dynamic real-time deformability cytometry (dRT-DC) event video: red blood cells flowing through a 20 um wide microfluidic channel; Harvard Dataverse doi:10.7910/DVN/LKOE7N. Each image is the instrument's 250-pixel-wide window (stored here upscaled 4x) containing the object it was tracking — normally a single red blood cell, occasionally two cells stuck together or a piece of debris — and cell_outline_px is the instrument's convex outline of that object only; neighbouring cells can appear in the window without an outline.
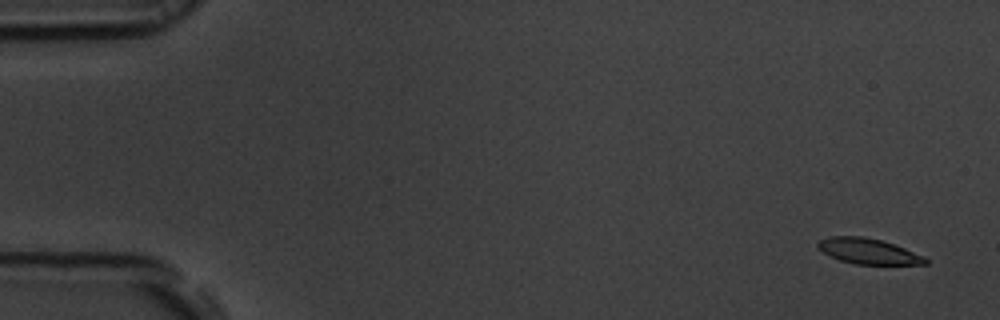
{"species": "common noctule bat (a hibernating species)", "species_latin": "Nyctalus noctula", "temperature_condition": "room temperature", "stored_images_in_passage": 54, "camera_frame_rate_fps": 3000, "um_per_image_px": 0.085, "animal": {"sex": "male", "body_mass_g": 19.5, "forearm_length_mm": 54.6}, "frame": {"image": 1, "passage_image": 1, "time_ms": 0.0, "image_size_px": [1000, 320], "cell_outline_px": [[928, 264], [856, 264], [840, 260], [816, 248], [816, 244], [820, 240], [832, 236], [864, 236], [880, 240], [904, 248], [924, 256], [928, 260]], "centroid_in_image_um": [73.8, 21.35], "position_along_channel_um": 11.2, "area_um2": 15.78}}
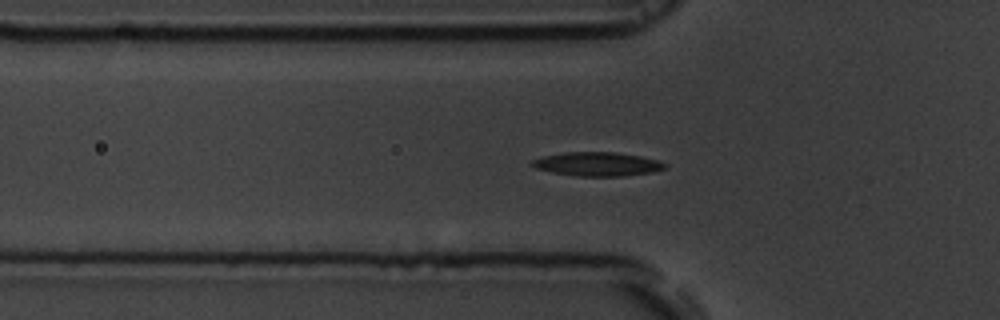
{"frame": {"image": 2, "passage_image": 17, "time_ms": 5.333, "image_size_px": [1000, 320], "cell_outline_px": [[668, 164], [664, 168], [652, 172], [624, 176], [580, 176], [552, 172], [536, 168], [528, 164], [532, 160], [544, 156], [564, 152], [616, 152], [640, 156], [656, 160]], "centroid_in_image_um": [50.76, 13.94], "position_along_channel_um": 75.0, "area_um2": 18.38}}
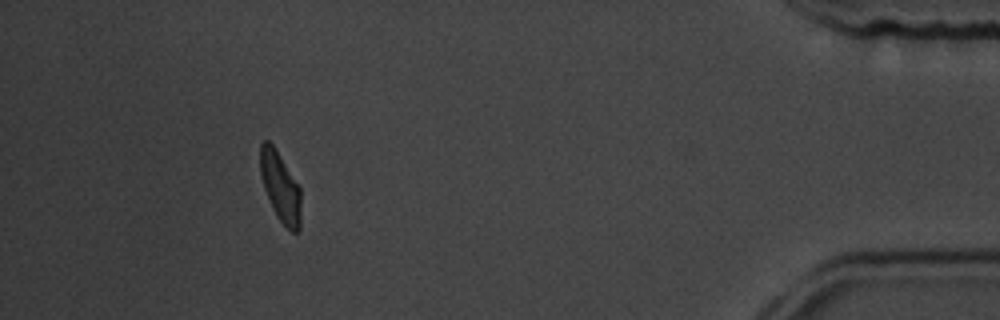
{"frame": {"image": 3, "passage_image": 49, "time_ms": 16.0, "image_size_px": [1000, 320], "cell_outline_px": [[300, 228], [296, 232], [292, 232], [276, 216], [272, 208], [264, 188], [260, 172], [260, 144], [264, 140], [268, 140], [276, 148], [300, 188]], "centroid_in_image_um": [23.81, 15.86], "position_along_channel_um": 411.4, "area_um2": 16.42}, "authors_computed_cell_mechanics": {"area_um2": 17.5423, "velocity_mm_per_s": 3.7098, "shape_relaxation_time_tau1_ms": 3.7783, "shape_relaxation_time_tau2_ms": 5.475, "deformation_change_tau1": 0.1457, "deformation_change_tau2": 0.1235}}